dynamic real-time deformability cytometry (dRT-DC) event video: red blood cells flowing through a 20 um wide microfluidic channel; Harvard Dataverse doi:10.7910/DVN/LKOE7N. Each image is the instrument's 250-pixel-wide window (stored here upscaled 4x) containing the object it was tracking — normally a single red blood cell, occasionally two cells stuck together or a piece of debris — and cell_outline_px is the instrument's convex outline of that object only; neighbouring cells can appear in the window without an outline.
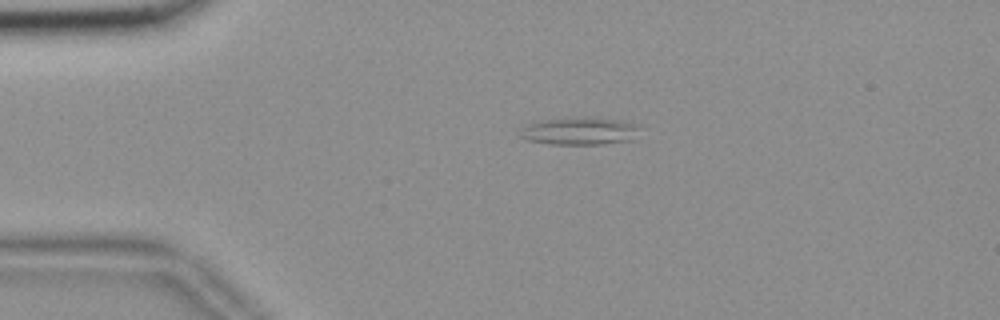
{"species": "common noctule bat (a hibernating species)", "species_latin": "Nyctalus noctula", "temperature_condition": "room temperature", "stored_images_in_passage": 44, "camera_frame_rate_fps": 3000, "um_per_image_px": 0.085, "animal": {"sex": "female", "body_mass_g": 18.4}, "frame": {"image": 1, "passage_image": 2, "time_ms": 0.333, "image_size_px": [1000, 320], "cell_outline_px": [[640, 128], [632, 140], [604, 144], [548, 144], [528, 140], [520, 136], [520, 132], [524, 124], [536, 120], [576, 116], [620, 120], [640, 124]], "centroid_in_image_um": [49.24, 11.12], "position_along_channel_um": 35.8, "area_um2": 19.71}}
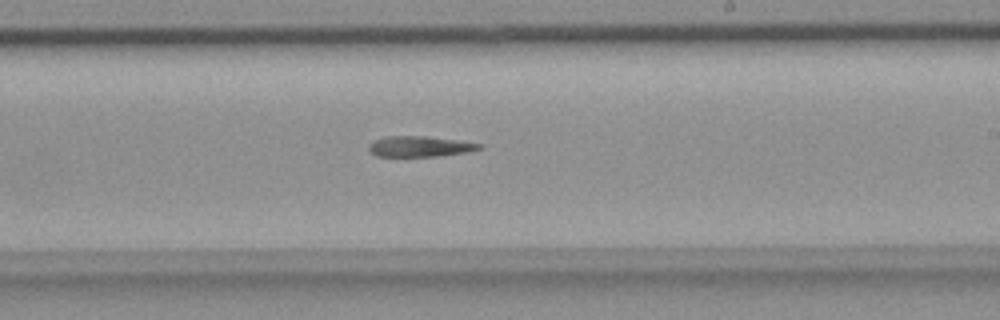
{"frame": {"image": 2, "passage_image": 23, "time_ms": 7.333, "image_size_px": [1000, 320], "cell_outline_px": [[484, 148], [468, 152], [436, 156], [376, 156], [368, 148], [368, 144], [376, 140], [388, 136], [428, 136], [460, 140], [484, 144]], "centroid_in_image_um": [35.76, 12.44], "position_along_channel_um": 253.2, "area_um2": 13.35}}
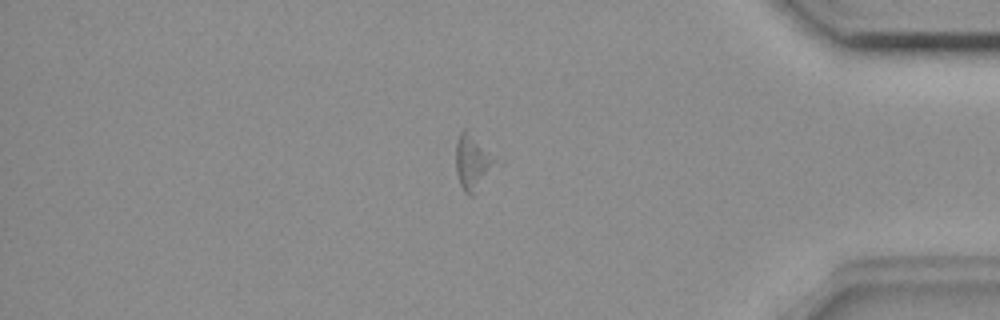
{"frame": {"image": 3, "passage_image": 37, "time_ms": 12.0, "image_size_px": [1000, 320], "cell_outline_px": [[496, 164], [472, 196], [464, 192], [460, 184], [456, 172], [456, 140], [460, 132], [464, 128], [468, 128], [496, 160]], "centroid_in_image_um": [40.13, 13.74], "position_along_channel_um": 395.1, "area_um2": 12.48}}